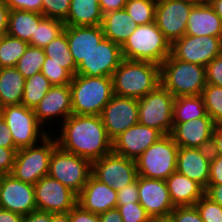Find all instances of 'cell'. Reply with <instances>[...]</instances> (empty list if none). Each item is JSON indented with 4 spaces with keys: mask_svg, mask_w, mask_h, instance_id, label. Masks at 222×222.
<instances>
[{
    "mask_svg": "<svg viewBox=\"0 0 222 222\" xmlns=\"http://www.w3.org/2000/svg\"><path fill=\"white\" fill-rule=\"evenodd\" d=\"M72 114L100 115L114 95L112 77L75 75L69 84Z\"/></svg>",
    "mask_w": 222,
    "mask_h": 222,
    "instance_id": "obj_4",
    "label": "cell"
},
{
    "mask_svg": "<svg viewBox=\"0 0 222 222\" xmlns=\"http://www.w3.org/2000/svg\"><path fill=\"white\" fill-rule=\"evenodd\" d=\"M22 222H51V213L47 211L34 210L23 216Z\"/></svg>",
    "mask_w": 222,
    "mask_h": 222,
    "instance_id": "obj_53",
    "label": "cell"
},
{
    "mask_svg": "<svg viewBox=\"0 0 222 222\" xmlns=\"http://www.w3.org/2000/svg\"><path fill=\"white\" fill-rule=\"evenodd\" d=\"M201 96L204 100L207 114L215 125H222V87L206 84Z\"/></svg>",
    "mask_w": 222,
    "mask_h": 222,
    "instance_id": "obj_38",
    "label": "cell"
},
{
    "mask_svg": "<svg viewBox=\"0 0 222 222\" xmlns=\"http://www.w3.org/2000/svg\"><path fill=\"white\" fill-rule=\"evenodd\" d=\"M165 182L174 207L195 205L205 192L198 183L177 171Z\"/></svg>",
    "mask_w": 222,
    "mask_h": 222,
    "instance_id": "obj_26",
    "label": "cell"
},
{
    "mask_svg": "<svg viewBox=\"0 0 222 222\" xmlns=\"http://www.w3.org/2000/svg\"><path fill=\"white\" fill-rule=\"evenodd\" d=\"M178 150L171 135H163L135 160L138 175L166 180L176 172Z\"/></svg>",
    "mask_w": 222,
    "mask_h": 222,
    "instance_id": "obj_7",
    "label": "cell"
},
{
    "mask_svg": "<svg viewBox=\"0 0 222 222\" xmlns=\"http://www.w3.org/2000/svg\"><path fill=\"white\" fill-rule=\"evenodd\" d=\"M77 204L94 214H101L117 207V191L91 175L78 194Z\"/></svg>",
    "mask_w": 222,
    "mask_h": 222,
    "instance_id": "obj_23",
    "label": "cell"
},
{
    "mask_svg": "<svg viewBox=\"0 0 222 222\" xmlns=\"http://www.w3.org/2000/svg\"><path fill=\"white\" fill-rule=\"evenodd\" d=\"M175 97L162 85L138 99L139 123L170 134L173 128Z\"/></svg>",
    "mask_w": 222,
    "mask_h": 222,
    "instance_id": "obj_10",
    "label": "cell"
},
{
    "mask_svg": "<svg viewBox=\"0 0 222 222\" xmlns=\"http://www.w3.org/2000/svg\"><path fill=\"white\" fill-rule=\"evenodd\" d=\"M204 194L222 207V185L208 184Z\"/></svg>",
    "mask_w": 222,
    "mask_h": 222,
    "instance_id": "obj_54",
    "label": "cell"
},
{
    "mask_svg": "<svg viewBox=\"0 0 222 222\" xmlns=\"http://www.w3.org/2000/svg\"><path fill=\"white\" fill-rule=\"evenodd\" d=\"M195 206L204 222H222V207L205 194Z\"/></svg>",
    "mask_w": 222,
    "mask_h": 222,
    "instance_id": "obj_39",
    "label": "cell"
},
{
    "mask_svg": "<svg viewBox=\"0 0 222 222\" xmlns=\"http://www.w3.org/2000/svg\"><path fill=\"white\" fill-rule=\"evenodd\" d=\"M0 208L23 216L37 210L34 185L12 174L0 175Z\"/></svg>",
    "mask_w": 222,
    "mask_h": 222,
    "instance_id": "obj_17",
    "label": "cell"
},
{
    "mask_svg": "<svg viewBox=\"0 0 222 222\" xmlns=\"http://www.w3.org/2000/svg\"><path fill=\"white\" fill-rule=\"evenodd\" d=\"M71 0H42V14L46 18L65 21L70 9Z\"/></svg>",
    "mask_w": 222,
    "mask_h": 222,
    "instance_id": "obj_40",
    "label": "cell"
},
{
    "mask_svg": "<svg viewBox=\"0 0 222 222\" xmlns=\"http://www.w3.org/2000/svg\"><path fill=\"white\" fill-rule=\"evenodd\" d=\"M52 86L42 72L25 79L21 104L34 109Z\"/></svg>",
    "mask_w": 222,
    "mask_h": 222,
    "instance_id": "obj_33",
    "label": "cell"
},
{
    "mask_svg": "<svg viewBox=\"0 0 222 222\" xmlns=\"http://www.w3.org/2000/svg\"><path fill=\"white\" fill-rule=\"evenodd\" d=\"M23 215L0 208V222H22Z\"/></svg>",
    "mask_w": 222,
    "mask_h": 222,
    "instance_id": "obj_57",
    "label": "cell"
},
{
    "mask_svg": "<svg viewBox=\"0 0 222 222\" xmlns=\"http://www.w3.org/2000/svg\"><path fill=\"white\" fill-rule=\"evenodd\" d=\"M123 60L121 46L104 38L77 66V75L112 77Z\"/></svg>",
    "mask_w": 222,
    "mask_h": 222,
    "instance_id": "obj_16",
    "label": "cell"
},
{
    "mask_svg": "<svg viewBox=\"0 0 222 222\" xmlns=\"http://www.w3.org/2000/svg\"><path fill=\"white\" fill-rule=\"evenodd\" d=\"M34 190L37 210L67 213L77 204L78 195L49 175L35 183Z\"/></svg>",
    "mask_w": 222,
    "mask_h": 222,
    "instance_id": "obj_14",
    "label": "cell"
},
{
    "mask_svg": "<svg viewBox=\"0 0 222 222\" xmlns=\"http://www.w3.org/2000/svg\"><path fill=\"white\" fill-rule=\"evenodd\" d=\"M45 58L46 55L43 48L29 45L25 53L18 60L16 68L27 79L41 72Z\"/></svg>",
    "mask_w": 222,
    "mask_h": 222,
    "instance_id": "obj_36",
    "label": "cell"
},
{
    "mask_svg": "<svg viewBox=\"0 0 222 222\" xmlns=\"http://www.w3.org/2000/svg\"><path fill=\"white\" fill-rule=\"evenodd\" d=\"M57 132V145L70 153L93 162L112 152L100 115H70Z\"/></svg>",
    "mask_w": 222,
    "mask_h": 222,
    "instance_id": "obj_1",
    "label": "cell"
},
{
    "mask_svg": "<svg viewBox=\"0 0 222 222\" xmlns=\"http://www.w3.org/2000/svg\"><path fill=\"white\" fill-rule=\"evenodd\" d=\"M211 156L210 148L179 147L176 171L205 190L209 182Z\"/></svg>",
    "mask_w": 222,
    "mask_h": 222,
    "instance_id": "obj_22",
    "label": "cell"
},
{
    "mask_svg": "<svg viewBox=\"0 0 222 222\" xmlns=\"http://www.w3.org/2000/svg\"><path fill=\"white\" fill-rule=\"evenodd\" d=\"M206 82L207 84L222 87V54L216 56L206 66Z\"/></svg>",
    "mask_w": 222,
    "mask_h": 222,
    "instance_id": "obj_44",
    "label": "cell"
},
{
    "mask_svg": "<svg viewBox=\"0 0 222 222\" xmlns=\"http://www.w3.org/2000/svg\"><path fill=\"white\" fill-rule=\"evenodd\" d=\"M25 78L16 67L0 68V108L22 103Z\"/></svg>",
    "mask_w": 222,
    "mask_h": 222,
    "instance_id": "obj_29",
    "label": "cell"
},
{
    "mask_svg": "<svg viewBox=\"0 0 222 222\" xmlns=\"http://www.w3.org/2000/svg\"><path fill=\"white\" fill-rule=\"evenodd\" d=\"M171 54L178 60L206 67L222 54V38L184 35L171 45Z\"/></svg>",
    "mask_w": 222,
    "mask_h": 222,
    "instance_id": "obj_13",
    "label": "cell"
},
{
    "mask_svg": "<svg viewBox=\"0 0 222 222\" xmlns=\"http://www.w3.org/2000/svg\"><path fill=\"white\" fill-rule=\"evenodd\" d=\"M112 80L115 95L140 99L161 85L160 65L123 59Z\"/></svg>",
    "mask_w": 222,
    "mask_h": 222,
    "instance_id": "obj_2",
    "label": "cell"
},
{
    "mask_svg": "<svg viewBox=\"0 0 222 222\" xmlns=\"http://www.w3.org/2000/svg\"><path fill=\"white\" fill-rule=\"evenodd\" d=\"M135 27L133 18L125 9L103 14L101 28L104 37L119 46L125 43L127 38L133 33Z\"/></svg>",
    "mask_w": 222,
    "mask_h": 222,
    "instance_id": "obj_27",
    "label": "cell"
},
{
    "mask_svg": "<svg viewBox=\"0 0 222 222\" xmlns=\"http://www.w3.org/2000/svg\"><path fill=\"white\" fill-rule=\"evenodd\" d=\"M10 9L4 0H0V36L7 34Z\"/></svg>",
    "mask_w": 222,
    "mask_h": 222,
    "instance_id": "obj_55",
    "label": "cell"
},
{
    "mask_svg": "<svg viewBox=\"0 0 222 222\" xmlns=\"http://www.w3.org/2000/svg\"><path fill=\"white\" fill-rule=\"evenodd\" d=\"M162 136L163 134L159 130L138 122L112 141V151L135 161Z\"/></svg>",
    "mask_w": 222,
    "mask_h": 222,
    "instance_id": "obj_19",
    "label": "cell"
},
{
    "mask_svg": "<svg viewBox=\"0 0 222 222\" xmlns=\"http://www.w3.org/2000/svg\"><path fill=\"white\" fill-rule=\"evenodd\" d=\"M57 146L56 138L50 134L40 144L18 149L11 174L18 180L34 185L48 175L50 158Z\"/></svg>",
    "mask_w": 222,
    "mask_h": 222,
    "instance_id": "obj_8",
    "label": "cell"
},
{
    "mask_svg": "<svg viewBox=\"0 0 222 222\" xmlns=\"http://www.w3.org/2000/svg\"><path fill=\"white\" fill-rule=\"evenodd\" d=\"M195 4L190 0H157L155 23L171 45L185 35L187 20Z\"/></svg>",
    "mask_w": 222,
    "mask_h": 222,
    "instance_id": "obj_12",
    "label": "cell"
},
{
    "mask_svg": "<svg viewBox=\"0 0 222 222\" xmlns=\"http://www.w3.org/2000/svg\"><path fill=\"white\" fill-rule=\"evenodd\" d=\"M123 222H151L152 218L139 202L116 207Z\"/></svg>",
    "mask_w": 222,
    "mask_h": 222,
    "instance_id": "obj_42",
    "label": "cell"
},
{
    "mask_svg": "<svg viewBox=\"0 0 222 222\" xmlns=\"http://www.w3.org/2000/svg\"><path fill=\"white\" fill-rule=\"evenodd\" d=\"M92 175L115 191L134 183L138 177L136 162L113 151L92 162Z\"/></svg>",
    "mask_w": 222,
    "mask_h": 222,
    "instance_id": "obj_11",
    "label": "cell"
},
{
    "mask_svg": "<svg viewBox=\"0 0 222 222\" xmlns=\"http://www.w3.org/2000/svg\"><path fill=\"white\" fill-rule=\"evenodd\" d=\"M208 184L222 185V156L219 155L211 156Z\"/></svg>",
    "mask_w": 222,
    "mask_h": 222,
    "instance_id": "obj_49",
    "label": "cell"
},
{
    "mask_svg": "<svg viewBox=\"0 0 222 222\" xmlns=\"http://www.w3.org/2000/svg\"><path fill=\"white\" fill-rule=\"evenodd\" d=\"M37 120L45 127L52 121L63 123L72 115L71 89L69 84L53 85L34 108ZM56 118V119H55ZM61 119V120H60ZM47 124V125H46Z\"/></svg>",
    "mask_w": 222,
    "mask_h": 222,
    "instance_id": "obj_20",
    "label": "cell"
},
{
    "mask_svg": "<svg viewBox=\"0 0 222 222\" xmlns=\"http://www.w3.org/2000/svg\"><path fill=\"white\" fill-rule=\"evenodd\" d=\"M44 18L43 14L33 11L10 10L7 34L29 43Z\"/></svg>",
    "mask_w": 222,
    "mask_h": 222,
    "instance_id": "obj_30",
    "label": "cell"
},
{
    "mask_svg": "<svg viewBox=\"0 0 222 222\" xmlns=\"http://www.w3.org/2000/svg\"><path fill=\"white\" fill-rule=\"evenodd\" d=\"M160 81L174 97L201 95L207 84L206 67L170 54L160 65Z\"/></svg>",
    "mask_w": 222,
    "mask_h": 222,
    "instance_id": "obj_3",
    "label": "cell"
},
{
    "mask_svg": "<svg viewBox=\"0 0 222 222\" xmlns=\"http://www.w3.org/2000/svg\"><path fill=\"white\" fill-rule=\"evenodd\" d=\"M63 31L66 33L69 49L76 66L105 38L101 25L65 26Z\"/></svg>",
    "mask_w": 222,
    "mask_h": 222,
    "instance_id": "obj_24",
    "label": "cell"
},
{
    "mask_svg": "<svg viewBox=\"0 0 222 222\" xmlns=\"http://www.w3.org/2000/svg\"><path fill=\"white\" fill-rule=\"evenodd\" d=\"M169 217L173 222H204L195 205L175 207Z\"/></svg>",
    "mask_w": 222,
    "mask_h": 222,
    "instance_id": "obj_43",
    "label": "cell"
},
{
    "mask_svg": "<svg viewBox=\"0 0 222 222\" xmlns=\"http://www.w3.org/2000/svg\"><path fill=\"white\" fill-rule=\"evenodd\" d=\"M139 202L138 177L134 183L124 186L117 191V206Z\"/></svg>",
    "mask_w": 222,
    "mask_h": 222,
    "instance_id": "obj_45",
    "label": "cell"
},
{
    "mask_svg": "<svg viewBox=\"0 0 222 222\" xmlns=\"http://www.w3.org/2000/svg\"><path fill=\"white\" fill-rule=\"evenodd\" d=\"M157 0H134L128 1L125 10L133 18V23L145 25L155 22V9Z\"/></svg>",
    "mask_w": 222,
    "mask_h": 222,
    "instance_id": "obj_37",
    "label": "cell"
},
{
    "mask_svg": "<svg viewBox=\"0 0 222 222\" xmlns=\"http://www.w3.org/2000/svg\"><path fill=\"white\" fill-rule=\"evenodd\" d=\"M211 154L222 156V125H215L212 133Z\"/></svg>",
    "mask_w": 222,
    "mask_h": 222,
    "instance_id": "obj_50",
    "label": "cell"
},
{
    "mask_svg": "<svg viewBox=\"0 0 222 222\" xmlns=\"http://www.w3.org/2000/svg\"><path fill=\"white\" fill-rule=\"evenodd\" d=\"M0 147L4 148H16L13 143V138L8 130V125L0 116Z\"/></svg>",
    "mask_w": 222,
    "mask_h": 222,
    "instance_id": "obj_51",
    "label": "cell"
},
{
    "mask_svg": "<svg viewBox=\"0 0 222 222\" xmlns=\"http://www.w3.org/2000/svg\"><path fill=\"white\" fill-rule=\"evenodd\" d=\"M214 127L215 124L211 117L173 122L170 135L178 147L210 148Z\"/></svg>",
    "mask_w": 222,
    "mask_h": 222,
    "instance_id": "obj_21",
    "label": "cell"
},
{
    "mask_svg": "<svg viewBox=\"0 0 222 222\" xmlns=\"http://www.w3.org/2000/svg\"><path fill=\"white\" fill-rule=\"evenodd\" d=\"M42 74L50 81L52 85L70 84L72 75L63 67L56 63H43Z\"/></svg>",
    "mask_w": 222,
    "mask_h": 222,
    "instance_id": "obj_41",
    "label": "cell"
},
{
    "mask_svg": "<svg viewBox=\"0 0 222 222\" xmlns=\"http://www.w3.org/2000/svg\"><path fill=\"white\" fill-rule=\"evenodd\" d=\"M99 222H123V220L118 209L115 208L99 214Z\"/></svg>",
    "mask_w": 222,
    "mask_h": 222,
    "instance_id": "obj_56",
    "label": "cell"
},
{
    "mask_svg": "<svg viewBox=\"0 0 222 222\" xmlns=\"http://www.w3.org/2000/svg\"><path fill=\"white\" fill-rule=\"evenodd\" d=\"M100 118L108 137L113 141L122 132L139 122L138 99L114 94L103 108Z\"/></svg>",
    "mask_w": 222,
    "mask_h": 222,
    "instance_id": "obj_15",
    "label": "cell"
},
{
    "mask_svg": "<svg viewBox=\"0 0 222 222\" xmlns=\"http://www.w3.org/2000/svg\"><path fill=\"white\" fill-rule=\"evenodd\" d=\"M121 50L123 59L161 65L171 54V43L153 22L136 26Z\"/></svg>",
    "mask_w": 222,
    "mask_h": 222,
    "instance_id": "obj_5",
    "label": "cell"
},
{
    "mask_svg": "<svg viewBox=\"0 0 222 222\" xmlns=\"http://www.w3.org/2000/svg\"><path fill=\"white\" fill-rule=\"evenodd\" d=\"M185 35L222 38V21L209 3H196L192 7Z\"/></svg>",
    "mask_w": 222,
    "mask_h": 222,
    "instance_id": "obj_25",
    "label": "cell"
},
{
    "mask_svg": "<svg viewBox=\"0 0 222 222\" xmlns=\"http://www.w3.org/2000/svg\"><path fill=\"white\" fill-rule=\"evenodd\" d=\"M70 222H99V214H94L76 204L70 210Z\"/></svg>",
    "mask_w": 222,
    "mask_h": 222,
    "instance_id": "obj_48",
    "label": "cell"
},
{
    "mask_svg": "<svg viewBox=\"0 0 222 222\" xmlns=\"http://www.w3.org/2000/svg\"><path fill=\"white\" fill-rule=\"evenodd\" d=\"M0 116L8 125L17 149L35 146L53 132V129H44L45 127L37 120L34 109L23 104L0 108Z\"/></svg>",
    "mask_w": 222,
    "mask_h": 222,
    "instance_id": "obj_6",
    "label": "cell"
},
{
    "mask_svg": "<svg viewBox=\"0 0 222 222\" xmlns=\"http://www.w3.org/2000/svg\"><path fill=\"white\" fill-rule=\"evenodd\" d=\"M64 27L63 21L45 17L36 27L35 34H32L29 45L44 48L63 32Z\"/></svg>",
    "mask_w": 222,
    "mask_h": 222,
    "instance_id": "obj_35",
    "label": "cell"
},
{
    "mask_svg": "<svg viewBox=\"0 0 222 222\" xmlns=\"http://www.w3.org/2000/svg\"><path fill=\"white\" fill-rule=\"evenodd\" d=\"M151 222H173L170 217L152 218Z\"/></svg>",
    "mask_w": 222,
    "mask_h": 222,
    "instance_id": "obj_60",
    "label": "cell"
},
{
    "mask_svg": "<svg viewBox=\"0 0 222 222\" xmlns=\"http://www.w3.org/2000/svg\"><path fill=\"white\" fill-rule=\"evenodd\" d=\"M29 43L5 34L0 41V68L16 67Z\"/></svg>",
    "mask_w": 222,
    "mask_h": 222,
    "instance_id": "obj_34",
    "label": "cell"
},
{
    "mask_svg": "<svg viewBox=\"0 0 222 222\" xmlns=\"http://www.w3.org/2000/svg\"><path fill=\"white\" fill-rule=\"evenodd\" d=\"M48 175L78 195L92 175V162L57 146L50 158Z\"/></svg>",
    "mask_w": 222,
    "mask_h": 222,
    "instance_id": "obj_9",
    "label": "cell"
},
{
    "mask_svg": "<svg viewBox=\"0 0 222 222\" xmlns=\"http://www.w3.org/2000/svg\"><path fill=\"white\" fill-rule=\"evenodd\" d=\"M17 150V148L0 147V175L12 173Z\"/></svg>",
    "mask_w": 222,
    "mask_h": 222,
    "instance_id": "obj_47",
    "label": "cell"
},
{
    "mask_svg": "<svg viewBox=\"0 0 222 222\" xmlns=\"http://www.w3.org/2000/svg\"><path fill=\"white\" fill-rule=\"evenodd\" d=\"M138 196L139 203L151 218L169 217L175 208L165 180L138 175Z\"/></svg>",
    "mask_w": 222,
    "mask_h": 222,
    "instance_id": "obj_18",
    "label": "cell"
},
{
    "mask_svg": "<svg viewBox=\"0 0 222 222\" xmlns=\"http://www.w3.org/2000/svg\"><path fill=\"white\" fill-rule=\"evenodd\" d=\"M209 4L222 21V0H210Z\"/></svg>",
    "mask_w": 222,
    "mask_h": 222,
    "instance_id": "obj_59",
    "label": "cell"
},
{
    "mask_svg": "<svg viewBox=\"0 0 222 222\" xmlns=\"http://www.w3.org/2000/svg\"><path fill=\"white\" fill-rule=\"evenodd\" d=\"M201 117H210L201 95L175 97L173 122H186Z\"/></svg>",
    "mask_w": 222,
    "mask_h": 222,
    "instance_id": "obj_32",
    "label": "cell"
},
{
    "mask_svg": "<svg viewBox=\"0 0 222 222\" xmlns=\"http://www.w3.org/2000/svg\"><path fill=\"white\" fill-rule=\"evenodd\" d=\"M103 14L99 0H71L65 26H98Z\"/></svg>",
    "mask_w": 222,
    "mask_h": 222,
    "instance_id": "obj_28",
    "label": "cell"
},
{
    "mask_svg": "<svg viewBox=\"0 0 222 222\" xmlns=\"http://www.w3.org/2000/svg\"><path fill=\"white\" fill-rule=\"evenodd\" d=\"M190 1L194 3H209L210 2V0H190Z\"/></svg>",
    "mask_w": 222,
    "mask_h": 222,
    "instance_id": "obj_61",
    "label": "cell"
},
{
    "mask_svg": "<svg viewBox=\"0 0 222 222\" xmlns=\"http://www.w3.org/2000/svg\"><path fill=\"white\" fill-rule=\"evenodd\" d=\"M126 0H99V6L102 14L125 8Z\"/></svg>",
    "mask_w": 222,
    "mask_h": 222,
    "instance_id": "obj_52",
    "label": "cell"
},
{
    "mask_svg": "<svg viewBox=\"0 0 222 222\" xmlns=\"http://www.w3.org/2000/svg\"><path fill=\"white\" fill-rule=\"evenodd\" d=\"M51 222H70V211L67 213H51Z\"/></svg>",
    "mask_w": 222,
    "mask_h": 222,
    "instance_id": "obj_58",
    "label": "cell"
},
{
    "mask_svg": "<svg viewBox=\"0 0 222 222\" xmlns=\"http://www.w3.org/2000/svg\"><path fill=\"white\" fill-rule=\"evenodd\" d=\"M10 10L33 11L42 14V0H4Z\"/></svg>",
    "mask_w": 222,
    "mask_h": 222,
    "instance_id": "obj_46",
    "label": "cell"
},
{
    "mask_svg": "<svg viewBox=\"0 0 222 222\" xmlns=\"http://www.w3.org/2000/svg\"><path fill=\"white\" fill-rule=\"evenodd\" d=\"M47 63H56L72 76L76 75L77 66L69 49L66 33L63 31L44 48Z\"/></svg>",
    "mask_w": 222,
    "mask_h": 222,
    "instance_id": "obj_31",
    "label": "cell"
}]
</instances>
